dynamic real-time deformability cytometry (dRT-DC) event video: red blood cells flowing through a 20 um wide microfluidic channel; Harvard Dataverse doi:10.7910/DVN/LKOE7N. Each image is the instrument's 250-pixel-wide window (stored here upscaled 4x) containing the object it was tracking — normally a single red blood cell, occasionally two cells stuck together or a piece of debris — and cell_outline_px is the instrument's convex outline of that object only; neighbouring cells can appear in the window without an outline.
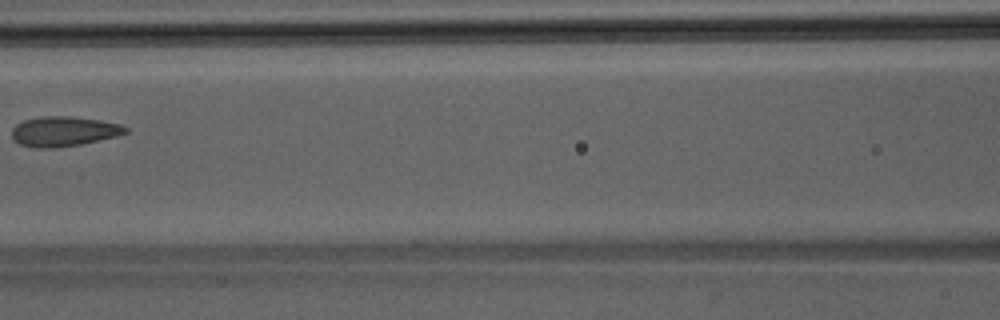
{"species": "Egyptian fruit bat (a non-hibernating species)", "species_latin": "Rousettus aegyptiacus", "temperature_condition": "room temperature", "stored_images_in_passage": 3, "camera_frame_rate_fps": 3000, "um_per_image_px": 0.085, "animal": {"sex": "male"}, "frame": {"image": 1, "passage_image": 3, "time_ms": 0.667, "image_size_px": [1000, 320], "cell_outline_px": [[128, 132], [116, 136], [80, 144], [52, 148], [36, 148], [20, 144], [12, 140], [12, 128], [16, 124], [24, 120], [40, 116], [68, 116], [100, 120], [120, 124], [128, 128]], "centroid_in_image_um": [5.38, 11.16], "position_along_channel_um": 161.2, "area_um2": 19.77}}